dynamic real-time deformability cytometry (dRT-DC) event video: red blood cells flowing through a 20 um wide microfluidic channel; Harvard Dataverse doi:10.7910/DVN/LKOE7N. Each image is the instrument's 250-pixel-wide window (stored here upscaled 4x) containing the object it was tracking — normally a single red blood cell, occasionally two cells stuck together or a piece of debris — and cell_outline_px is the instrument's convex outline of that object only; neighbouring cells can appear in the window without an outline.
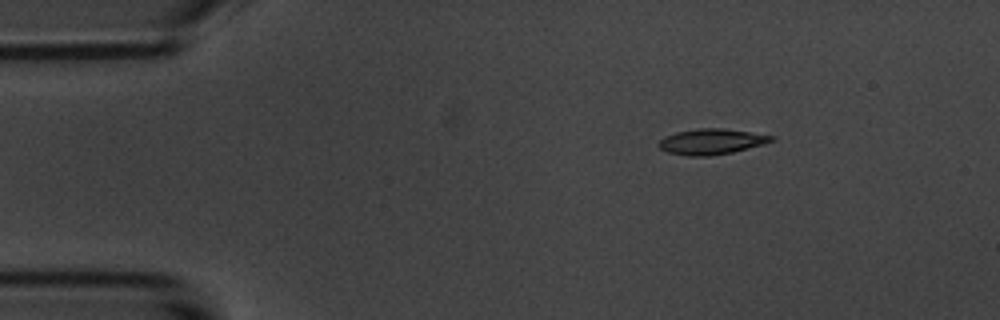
{"species": "common noctule bat (a hibernating species)", "species_latin": "Nyctalus noctula", "temperature_condition": "room temperature", "stored_images_in_passage": 3, "camera_frame_rate_fps": 3000, "um_per_image_px": 0.085, "animal": {"sex": "male", "body_mass_g": 20.1, "forearm_length_mm": 53.5}, "frame": {"image": 1, "passage_image": 1, "time_ms": 0.0, "image_size_px": [1000, 320], "cell_outline_px": [[776, 136], [772, 140], [764, 144], [732, 152], [708, 156], [688, 156], [668, 152], [660, 148], [656, 144], [664, 136], [676, 132], [700, 128], [724, 128]], "centroid_in_image_um": [60.44, 12.03], "position_along_channel_um": 24.6, "area_um2": 16.76}}